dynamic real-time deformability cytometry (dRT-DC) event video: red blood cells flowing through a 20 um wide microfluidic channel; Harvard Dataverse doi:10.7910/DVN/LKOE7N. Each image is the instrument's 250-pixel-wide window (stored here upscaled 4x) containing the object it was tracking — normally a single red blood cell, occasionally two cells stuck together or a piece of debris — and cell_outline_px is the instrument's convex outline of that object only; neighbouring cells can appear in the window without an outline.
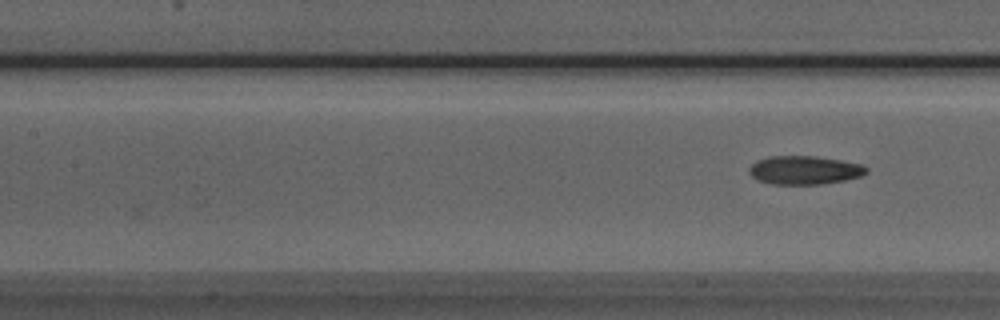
{"species": "Egyptian fruit bat (a non-hibernating species)", "species_latin": "Rousettus aegyptiacus", "temperature_condition": "room temperature", "stored_images_in_passage": 4, "camera_frame_rate_fps": 3000, "um_per_image_px": 0.085, "animal": {"sex": "male"}, "frame": {"image": 1, "passage_image": 4, "time_ms": 3.333, "image_size_px": [1000, 320], "cell_outline_px": [[868, 172], [860, 176], [844, 180], [820, 184], [772, 184], [756, 180], [748, 172], [748, 168], [756, 160], [768, 156], [816, 156], [840, 160], [860, 164], [868, 168]], "centroid_in_image_um": [68.33, 14.46], "position_along_channel_um": 139.1, "area_um2": 19.54}}